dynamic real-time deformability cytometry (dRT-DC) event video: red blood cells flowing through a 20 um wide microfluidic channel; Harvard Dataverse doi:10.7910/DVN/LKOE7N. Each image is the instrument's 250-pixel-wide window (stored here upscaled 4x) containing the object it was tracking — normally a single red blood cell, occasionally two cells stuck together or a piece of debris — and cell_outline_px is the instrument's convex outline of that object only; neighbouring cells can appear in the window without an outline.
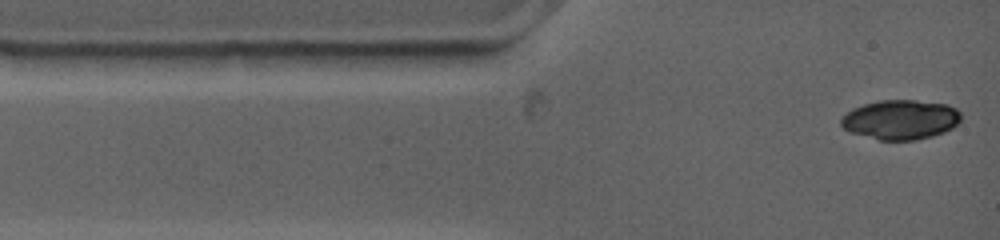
{"species": "common noctule bat (a hibernating species)", "species_latin": "Nyctalus noctula", "temperature_condition": "warm", "stored_images_in_passage": 7, "camera_frame_rate_fps": 4500, "um_per_image_px": 0.085, "animal": {"sex": "female", "body_mass_g": 19.0, "forearm_length_mm": 53.3}, "frame": {"image": 1, "passage_image": 1, "time_ms": 0.0, "image_size_px": [1000, 240], "cell_outline_px": [[960, 120], [952, 128], [944, 132], [932, 136], [916, 140], [880, 140], [852, 132], [844, 128], [840, 124], [840, 120], [852, 108], [864, 104], [880, 100], [916, 100], [948, 104], [956, 108], [960, 112]], "centroid_in_image_um": [76.57, 10.16], "position_along_channel_um": 8.4, "area_um2": 27.57}}